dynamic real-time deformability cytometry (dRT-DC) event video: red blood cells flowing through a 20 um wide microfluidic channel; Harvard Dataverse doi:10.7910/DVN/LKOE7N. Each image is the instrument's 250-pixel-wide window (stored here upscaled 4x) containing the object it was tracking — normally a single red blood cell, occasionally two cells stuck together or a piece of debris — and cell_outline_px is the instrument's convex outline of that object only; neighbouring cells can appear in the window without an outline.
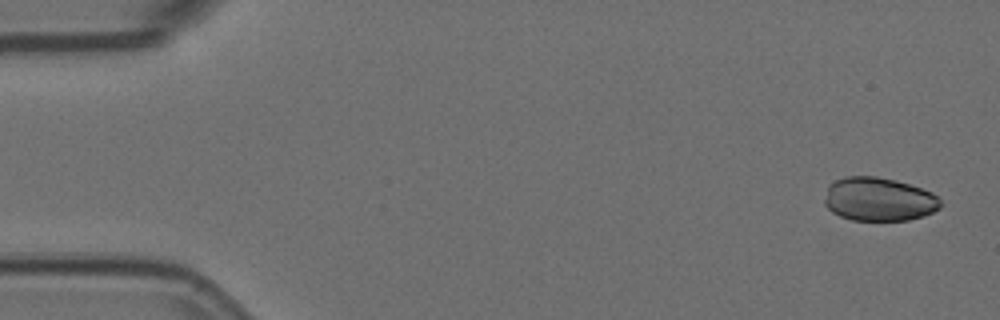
{"species": "Egyptian fruit bat (a non-hibernating species)", "species_latin": "Rousettus aegyptiacus", "temperature_condition": "room temperature", "stored_images_in_passage": 5, "camera_frame_rate_fps": 3000, "um_per_image_px": 0.085, "animal": {"sex": "female"}, "frame": {"image": 1, "passage_image": 1, "time_ms": 0.0, "image_size_px": [1000, 320], "cell_outline_px": [[940, 208], [924, 216], [908, 220], [852, 220], [840, 216], [832, 212], [824, 204], [824, 200], [828, 184], [844, 176], [876, 176], [896, 180], [932, 192], [940, 200]], "centroid_in_image_um": [74.67, 16.93], "position_along_channel_um": 10.3, "area_um2": 29.54}}
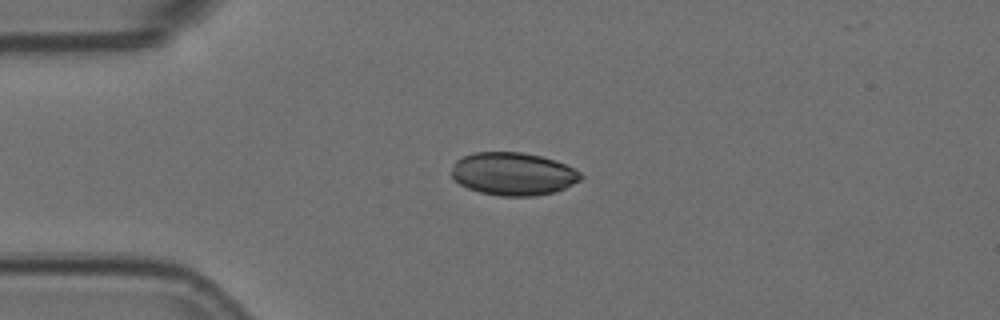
{"frame": {"image": 2, "passage_image": 4, "time_ms": 1.0, "image_size_px": [1000, 320], "cell_outline_px": [[584, 176], [580, 180], [556, 192], [536, 196], [500, 196], [480, 192], [468, 188], [452, 180], [452, 168], [456, 160], [464, 156], [476, 152], [520, 152], [540, 156], [556, 160], [580, 172]], "centroid_in_image_um": [43.61, 14.79], "position_along_channel_um": 41.4, "area_um2": 32.31}}